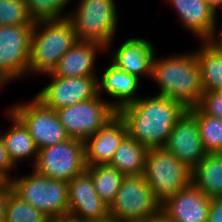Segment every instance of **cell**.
I'll return each instance as SVG.
<instances>
[{"label":"cell","mask_w":222,"mask_h":222,"mask_svg":"<svg viewBox=\"0 0 222 222\" xmlns=\"http://www.w3.org/2000/svg\"><path fill=\"white\" fill-rule=\"evenodd\" d=\"M164 148L191 170L207 154L199 135L197 119L188 110L174 125Z\"/></svg>","instance_id":"14"},{"label":"cell","mask_w":222,"mask_h":222,"mask_svg":"<svg viewBox=\"0 0 222 222\" xmlns=\"http://www.w3.org/2000/svg\"><path fill=\"white\" fill-rule=\"evenodd\" d=\"M72 0H25L34 21L67 18L65 9ZM63 11V12H62Z\"/></svg>","instance_id":"28"},{"label":"cell","mask_w":222,"mask_h":222,"mask_svg":"<svg viewBox=\"0 0 222 222\" xmlns=\"http://www.w3.org/2000/svg\"><path fill=\"white\" fill-rule=\"evenodd\" d=\"M178 14L184 31L193 33L200 41L214 40L218 31L216 10L204 0H165Z\"/></svg>","instance_id":"16"},{"label":"cell","mask_w":222,"mask_h":222,"mask_svg":"<svg viewBox=\"0 0 222 222\" xmlns=\"http://www.w3.org/2000/svg\"><path fill=\"white\" fill-rule=\"evenodd\" d=\"M109 62L117 68L136 76L152 77L153 62L156 49L152 41L143 37H129L114 53L111 54Z\"/></svg>","instance_id":"17"},{"label":"cell","mask_w":222,"mask_h":222,"mask_svg":"<svg viewBox=\"0 0 222 222\" xmlns=\"http://www.w3.org/2000/svg\"><path fill=\"white\" fill-rule=\"evenodd\" d=\"M115 0H80L68 11L78 41H92L110 50L117 31L118 12Z\"/></svg>","instance_id":"4"},{"label":"cell","mask_w":222,"mask_h":222,"mask_svg":"<svg viewBox=\"0 0 222 222\" xmlns=\"http://www.w3.org/2000/svg\"><path fill=\"white\" fill-rule=\"evenodd\" d=\"M191 183L210 199L222 197V157L207 153L192 169Z\"/></svg>","instance_id":"23"},{"label":"cell","mask_w":222,"mask_h":222,"mask_svg":"<svg viewBox=\"0 0 222 222\" xmlns=\"http://www.w3.org/2000/svg\"><path fill=\"white\" fill-rule=\"evenodd\" d=\"M140 81L136 76L117 68L110 62L102 75L97 77L98 95L103 99L104 93L110 96L112 100H108V103L119 112L140 98L137 95Z\"/></svg>","instance_id":"19"},{"label":"cell","mask_w":222,"mask_h":222,"mask_svg":"<svg viewBox=\"0 0 222 222\" xmlns=\"http://www.w3.org/2000/svg\"><path fill=\"white\" fill-rule=\"evenodd\" d=\"M218 154L222 157V149L218 152Z\"/></svg>","instance_id":"40"},{"label":"cell","mask_w":222,"mask_h":222,"mask_svg":"<svg viewBox=\"0 0 222 222\" xmlns=\"http://www.w3.org/2000/svg\"><path fill=\"white\" fill-rule=\"evenodd\" d=\"M0 25H35L25 0H0Z\"/></svg>","instance_id":"29"},{"label":"cell","mask_w":222,"mask_h":222,"mask_svg":"<svg viewBox=\"0 0 222 222\" xmlns=\"http://www.w3.org/2000/svg\"><path fill=\"white\" fill-rule=\"evenodd\" d=\"M188 109L179 101L153 95L123 107L118 114L124 119L128 134L147 149L164 148L168 137Z\"/></svg>","instance_id":"1"},{"label":"cell","mask_w":222,"mask_h":222,"mask_svg":"<svg viewBox=\"0 0 222 222\" xmlns=\"http://www.w3.org/2000/svg\"><path fill=\"white\" fill-rule=\"evenodd\" d=\"M40 210L22 200L10 188L6 191L5 222H48Z\"/></svg>","instance_id":"27"},{"label":"cell","mask_w":222,"mask_h":222,"mask_svg":"<svg viewBox=\"0 0 222 222\" xmlns=\"http://www.w3.org/2000/svg\"><path fill=\"white\" fill-rule=\"evenodd\" d=\"M207 222H222V197L210 199Z\"/></svg>","instance_id":"32"},{"label":"cell","mask_w":222,"mask_h":222,"mask_svg":"<svg viewBox=\"0 0 222 222\" xmlns=\"http://www.w3.org/2000/svg\"><path fill=\"white\" fill-rule=\"evenodd\" d=\"M127 134V125L117 113L84 142L86 166L109 164L115 149Z\"/></svg>","instance_id":"18"},{"label":"cell","mask_w":222,"mask_h":222,"mask_svg":"<svg viewBox=\"0 0 222 222\" xmlns=\"http://www.w3.org/2000/svg\"><path fill=\"white\" fill-rule=\"evenodd\" d=\"M10 189L22 200L40 210L49 219L68 215V183L37 174L13 177Z\"/></svg>","instance_id":"5"},{"label":"cell","mask_w":222,"mask_h":222,"mask_svg":"<svg viewBox=\"0 0 222 222\" xmlns=\"http://www.w3.org/2000/svg\"><path fill=\"white\" fill-rule=\"evenodd\" d=\"M208 5H210L216 12L222 6V0H204Z\"/></svg>","instance_id":"36"},{"label":"cell","mask_w":222,"mask_h":222,"mask_svg":"<svg viewBox=\"0 0 222 222\" xmlns=\"http://www.w3.org/2000/svg\"><path fill=\"white\" fill-rule=\"evenodd\" d=\"M147 222H175V221L169 219L164 213L160 211L156 215L152 216Z\"/></svg>","instance_id":"34"},{"label":"cell","mask_w":222,"mask_h":222,"mask_svg":"<svg viewBox=\"0 0 222 222\" xmlns=\"http://www.w3.org/2000/svg\"><path fill=\"white\" fill-rule=\"evenodd\" d=\"M197 107L203 113L222 120V93L204 92Z\"/></svg>","instance_id":"30"},{"label":"cell","mask_w":222,"mask_h":222,"mask_svg":"<svg viewBox=\"0 0 222 222\" xmlns=\"http://www.w3.org/2000/svg\"><path fill=\"white\" fill-rule=\"evenodd\" d=\"M68 18L35 21L31 35L28 77L52 73L60 58L77 42Z\"/></svg>","instance_id":"3"},{"label":"cell","mask_w":222,"mask_h":222,"mask_svg":"<svg viewBox=\"0 0 222 222\" xmlns=\"http://www.w3.org/2000/svg\"><path fill=\"white\" fill-rule=\"evenodd\" d=\"M161 211L144 175L125 176L114 201L109 206L110 219L119 222H147Z\"/></svg>","instance_id":"6"},{"label":"cell","mask_w":222,"mask_h":222,"mask_svg":"<svg viewBox=\"0 0 222 222\" xmlns=\"http://www.w3.org/2000/svg\"><path fill=\"white\" fill-rule=\"evenodd\" d=\"M17 103L10 107V112L28 129L38 149L70 139L60 123L57 112L46 107L35 96L28 102Z\"/></svg>","instance_id":"9"},{"label":"cell","mask_w":222,"mask_h":222,"mask_svg":"<svg viewBox=\"0 0 222 222\" xmlns=\"http://www.w3.org/2000/svg\"><path fill=\"white\" fill-rule=\"evenodd\" d=\"M56 112L67 135L84 142L118 113L99 95Z\"/></svg>","instance_id":"10"},{"label":"cell","mask_w":222,"mask_h":222,"mask_svg":"<svg viewBox=\"0 0 222 222\" xmlns=\"http://www.w3.org/2000/svg\"><path fill=\"white\" fill-rule=\"evenodd\" d=\"M184 52L163 58L155 55L151 79L159 88L157 96L179 101L190 109L198 105L204 92L194 50Z\"/></svg>","instance_id":"2"},{"label":"cell","mask_w":222,"mask_h":222,"mask_svg":"<svg viewBox=\"0 0 222 222\" xmlns=\"http://www.w3.org/2000/svg\"><path fill=\"white\" fill-rule=\"evenodd\" d=\"M86 170L92 177L96 193L107 206H110L114 201L125 176L108 164L86 166Z\"/></svg>","instance_id":"25"},{"label":"cell","mask_w":222,"mask_h":222,"mask_svg":"<svg viewBox=\"0 0 222 222\" xmlns=\"http://www.w3.org/2000/svg\"><path fill=\"white\" fill-rule=\"evenodd\" d=\"M188 111L197 119L199 135L206 153H218L222 149V120L203 113L197 106Z\"/></svg>","instance_id":"26"},{"label":"cell","mask_w":222,"mask_h":222,"mask_svg":"<svg viewBox=\"0 0 222 222\" xmlns=\"http://www.w3.org/2000/svg\"><path fill=\"white\" fill-rule=\"evenodd\" d=\"M67 183L68 215L80 222H102L110 219L109 206L96 193L92 177L86 169Z\"/></svg>","instance_id":"13"},{"label":"cell","mask_w":222,"mask_h":222,"mask_svg":"<svg viewBox=\"0 0 222 222\" xmlns=\"http://www.w3.org/2000/svg\"><path fill=\"white\" fill-rule=\"evenodd\" d=\"M34 25H0V76L8 83L27 77Z\"/></svg>","instance_id":"11"},{"label":"cell","mask_w":222,"mask_h":222,"mask_svg":"<svg viewBox=\"0 0 222 222\" xmlns=\"http://www.w3.org/2000/svg\"><path fill=\"white\" fill-rule=\"evenodd\" d=\"M210 198L192 183L161 203V212L175 222H207Z\"/></svg>","instance_id":"15"},{"label":"cell","mask_w":222,"mask_h":222,"mask_svg":"<svg viewBox=\"0 0 222 222\" xmlns=\"http://www.w3.org/2000/svg\"><path fill=\"white\" fill-rule=\"evenodd\" d=\"M99 52L106 48L92 41H77L61 58L57 67L48 76L82 77L98 76L95 65Z\"/></svg>","instance_id":"20"},{"label":"cell","mask_w":222,"mask_h":222,"mask_svg":"<svg viewBox=\"0 0 222 222\" xmlns=\"http://www.w3.org/2000/svg\"><path fill=\"white\" fill-rule=\"evenodd\" d=\"M49 77L50 82L33 96L54 111L98 96V76Z\"/></svg>","instance_id":"12"},{"label":"cell","mask_w":222,"mask_h":222,"mask_svg":"<svg viewBox=\"0 0 222 222\" xmlns=\"http://www.w3.org/2000/svg\"><path fill=\"white\" fill-rule=\"evenodd\" d=\"M148 149L127 134L115 149L108 164L124 176H139L144 174L145 159Z\"/></svg>","instance_id":"24"},{"label":"cell","mask_w":222,"mask_h":222,"mask_svg":"<svg viewBox=\"0 0 222 222\" xmlns=\"http://www.w3.org/2000/svg\"><path fill=\"white\" fill-rule=\"evenodd\" d=\"M9 185L0 183V222H5L6 191Z\"/></svg>","instance_id":"33"},{"label":"cell","mask_w":222,"mask_h":222,"mask_svg":"<svg viewBox=\"0 0 222 222\" xmlns=\"http://www.w3.org/2000/svg\"><path fill=\"white\" fill-rule=\"evenodd\" d=\"M192 170L165 148L148 149L144 177L154 196L162 203L191 184Z\"/></svg>","instance_id":"7"},{"label":"cell","mask_w":222,"mask_h":222,"mask_svg":"<svg viewBox=\"0 0 222 222\" xmlns=\"http://www.w3.org/2000/svg\"><path fill=\"white\" fill-rule=\"evenodd\" d=\"M214 41L222 47V23H221V28L220 27L218 28Z\"/></svg>","instance_id":"37"},{"label":"cell","mask_w":222,"mask_h":222,"mask_svg":"<svg viewBox=\"0 0 222 222\" xmlns=\"http://www.w3.org/2000/svg\"><path fill=\"white\" fill-rule=\"evenodd\" d=\"M102 222H119V221L112 220V219H108V220H106V221H102Z\"/></svg>","instance_id":"39"},{"label":"cell","mask_w":222,"mask_h":222,"mask_svg":"<svg viewBox=\"0 0 222 222\" xmlns=\"http://www.w3.org/2000/svg\"><path fill=\"white\" fill-rule=\"evenodd\" d=\"M13 168L17 167L12 163L0 134V183L8 184L11 181Z\"/></svg>","instance_id":"31"},{"label":"cell","mask_w":222,"mask_h":222,"mask_svg":"<svg viewBox=\"0 0 222 222\" xmlns=\"http://www.w3.org/2000/svg\"><path fill=\"white\" fill-rule=\"evenodd\" d=\"M7 110L6 115L10 119V122L12 121L13 125L8 130L6 129L3 134L2 132L0 133L5 149L16 167L19 162L21 163L26 159H34L32 163L34 166L38 156V148L24 124L10 112V109Z\"/></svg>","instance_id":"21"},{"label":"cell","mask_w":222,"mask_h":222,"mask_svg":"<svg viewBox=\"0 0 222 222\" xmlns=\"http://www.w3.org/2000/svg\"><path fill=\"white\" fill-rule=\"evenodd\" d=\"M200 43L201 48L194 52L200 69L203 92L222 91V47L214 40Z\"/></svg>","instance_id":"22"},{"label":"cell","mask_w":222,"mask_h":222,"mask_svg":"<svg viewBox=\"0 0 222 222\" xmlns=\"http://www.w3.org/2000/svg\"><path fill=\"white\" fill-rule=\"evenodd\" d=\"M6 84L8 85L9 83L6 82L1 76H0V90L3 89Z\"/></svg>","instance_id":"38"},{"label":"cell","mask_w":222,"mask_h":222,"mask_svg":"<svg viewBox=\"0 0 222 222\" xmlns=\"http://www.w3.org/2000/svg\"><path fill=\"white\" fill-rule=\"evenodd\" d=\"M85 169V143L75 138L38 149L33 166V170L41 176L67 182Z\"/></svg>","instance_id":"8"},{"label":"cell","mask_w":222,"mask_h":222,"mask_svg":"<svg viewBox=\"0 0 222 222\" xmlns=\"http://www.w3.org/2000/svg\"><path fill=\"white\" fill-rule=\"evenodd\" d=\"M48 222H80L78 219H75L73 216L66 215L55 218H50Z\"/></svg>","instance_id":"35"}]
</instances>
